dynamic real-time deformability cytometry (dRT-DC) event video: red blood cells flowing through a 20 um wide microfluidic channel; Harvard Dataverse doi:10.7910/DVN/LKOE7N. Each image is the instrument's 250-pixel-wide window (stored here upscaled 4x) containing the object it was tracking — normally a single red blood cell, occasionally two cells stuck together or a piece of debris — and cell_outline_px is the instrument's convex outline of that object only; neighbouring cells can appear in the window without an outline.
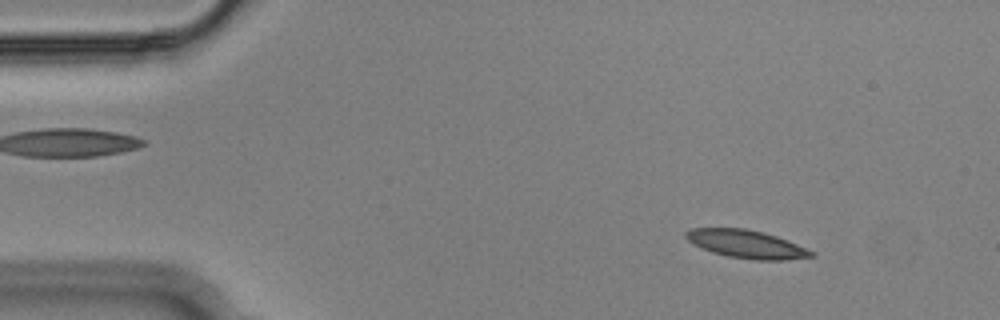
{"species": "Egyptian fruit bat (a non-hibernating species)", "species_latin": "Rousettus aegyptiacus", "temperature_condition": "cold", "stored_images_in_passage": 54, "camera_frame_rate_fps": 3000, "um_per_image_px": 0.085, "animal": {"sex": "male"}, "frame": {"image": 1, "passage_image": 6, "time_ms": 1.667, "image_size_px": [1000, 320], "cell_outline_px": [[816, 256], [788, 260], [752, 260], [728, 256], [712, 252], [700, 248], [692, 244], [684, 236], [684, 232], [692, 228], [744, 228], [764, 232], [788, 240], [816, 252]], "centroid_in_image_um": [63.46, 20.75], "position_along_channel_um": 21.5, "area_um2": 20.81}}
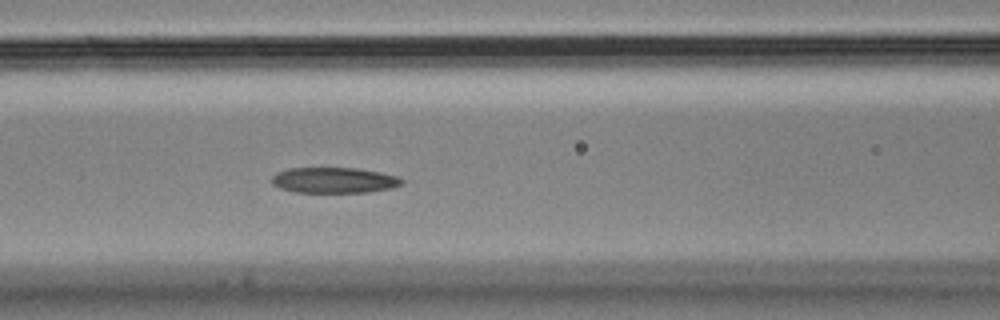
{"frame": {"image": 2, "passage_image": 22, "time_ms": 7.0, "image_size_px": [1000, 320], "cell_outline_px": [[404, 184], [392, 188], [368, 192], [296, 192], [280, 188], [272, 184], [272, 176], [276, 172], [288, 168], [356, 168], [380, 172], [396, 176], [404, 180]], "centroid_in_image_um": [28.4, 15.31], "position_along_channel_um": 138.2, "area_um2": 19.48}}
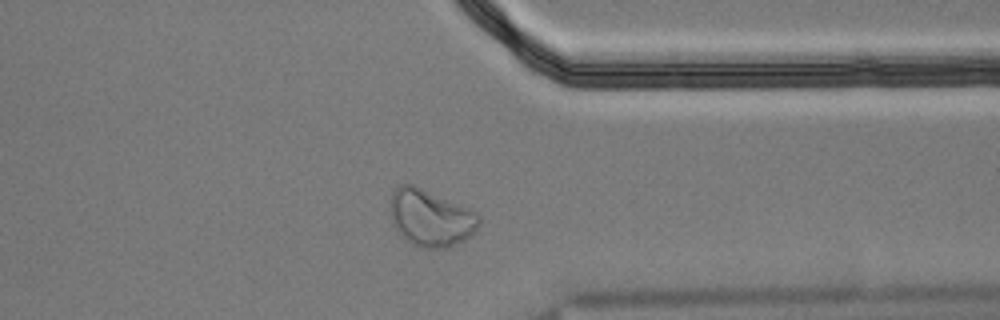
{"frame": {"image": 3, "passage_image": 42, "time_ms": 13.667, "image_size_px": [1000, 320], "cell_outline_px": [[480, 224], [464, 240], [456, 244], [444, 248], [420, 248], [404, 240], [392, 224], [392, 192], [400, 184], [412, 184], [468, 208], [476, 212], [480, 216]], "centroid_in_image_um": [36.59, 18.54], "position_along_channel_um": 374.8, "area_um2": 29.02}, "authors_computed_cell_mechanics": {"area_um2": 20.7791, "velocity_mm_per_s": 3.6099, "shape_relaxation_time_tau1_ms": null, "shape_relaxation_time_tau2_ms": 10.149, "deformation_change_tau1": null, "deformation_change_tau2": 0.1754}}